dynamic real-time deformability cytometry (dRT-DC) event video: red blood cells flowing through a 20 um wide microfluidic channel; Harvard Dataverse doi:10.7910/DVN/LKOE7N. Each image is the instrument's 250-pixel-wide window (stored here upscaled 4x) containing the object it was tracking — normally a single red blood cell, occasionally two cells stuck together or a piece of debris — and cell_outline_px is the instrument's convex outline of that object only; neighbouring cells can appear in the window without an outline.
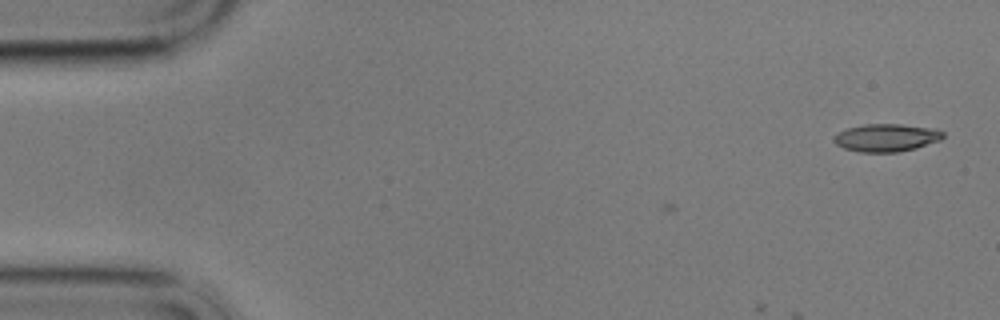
{"species": "common noctule bat (a hibernating species)", "species_latin": "Nyctalus noctula", "temperature_condition": "cold", "stored_images_in_passage": 8, "camera_frame_rate_fps": 3000, "um_per_image_px": 0.085, "animal": {"sex": "male", "body_mass_g": 17.9}, "frame": {"image": 1, "passage_image": 1, "time_ms": 0.0, "image_size_px": [1000, 320], "cell_outline_px": [[944, 136], [940, 140], [916, 148], [896, 152], [860, 152], [844, 148], [836, 144], [832, 140], [832, 136], [848, 128], [864, 124], [900, 124], [936, 128], [944, 132]], "centroid_in_image_um": [75.34, 11.7], "position_along_channel_um": 9.7, "area_um2": 17.69}}